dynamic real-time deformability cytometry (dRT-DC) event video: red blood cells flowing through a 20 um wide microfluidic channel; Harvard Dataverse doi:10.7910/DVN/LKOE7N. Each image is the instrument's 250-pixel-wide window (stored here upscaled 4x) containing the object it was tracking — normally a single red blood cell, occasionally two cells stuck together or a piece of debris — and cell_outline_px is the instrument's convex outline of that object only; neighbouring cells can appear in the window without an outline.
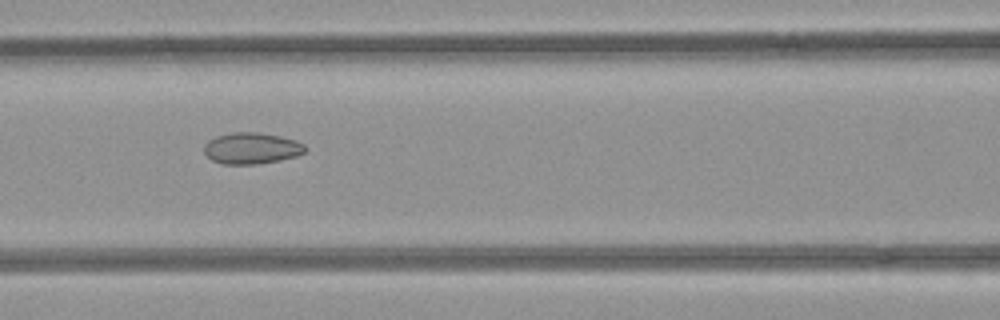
{"species": "common noctule bat (a hibernating species)", "species_latin": "Nyctalus noctula", "temperature_condition": "room temperature", "stored_images_in_passage": 10, "camera_frame_rate_fps": 3000, "um_per_image_px": 0.085, "animal": {"sex": "female", "body_mass_g": 21.9}, "frame": {"image": 1, "passage_image": 7, "time_ms": 2.0, "image_size_px": [1000, 320], "cell_outline_px": [[308, 148], [304, 152], [296, 156], [280, 160], [256, 164], [220, 164], [212, 160], [204, 152], [204, 144], [208, 140], [216, 136], [232, 132], [256, 132], [280, 136], [296, 140], [304, 144]], "centroid_in_image_um": [21.38, 12.6], "position_along_channel_um": 145.2, "area_um2": 18.55}}
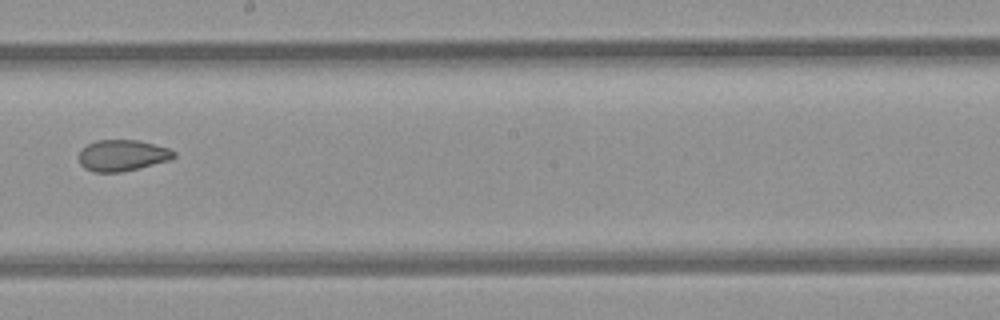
{"frame": {"image": 2, "passage_image": 9, "time_ms": 2.667, "image_size_px": [1000, 320], "cell_outline_px": [[176, 156], [168, 160], [140, 168], [120, 172], [92, 172], [84, 168], [80, 164], [80, 148], [96, 140], [136, 140], [168, 148], [176, 152]], "centroid_in_image_um": [10.37, 13.21], "position_along_channel_um": 237.8, "area_um2": 17.22}}
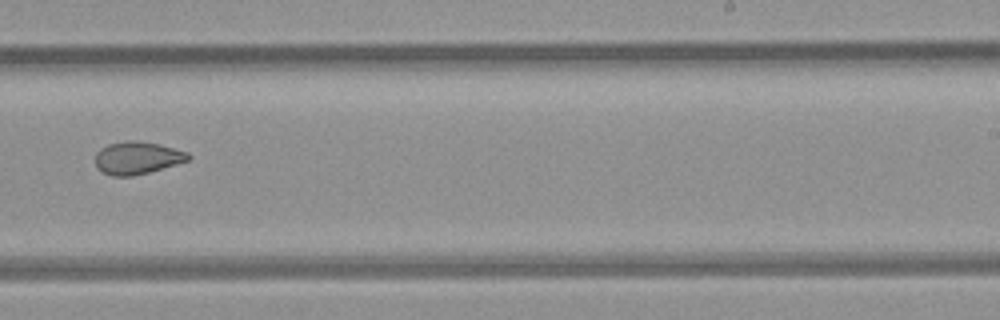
{"frame": {"image": 3, "passage_image": 10, "time_ms": 3.0, "image_size_px": [1000, 320], "cell_outline_px": [[192, 156], [188, 160], [176, 164], [148, 172], [132, 176], [112, 176], [96, 168], [96, 152], [100, 148], [108, 144], [128, 140], [136, 140], [160, 144], [188, 152]], "centroid_in_image_um": [11.66, 13.41], "position_along_channel_um": 277.3, "area_um2": 17.63}}